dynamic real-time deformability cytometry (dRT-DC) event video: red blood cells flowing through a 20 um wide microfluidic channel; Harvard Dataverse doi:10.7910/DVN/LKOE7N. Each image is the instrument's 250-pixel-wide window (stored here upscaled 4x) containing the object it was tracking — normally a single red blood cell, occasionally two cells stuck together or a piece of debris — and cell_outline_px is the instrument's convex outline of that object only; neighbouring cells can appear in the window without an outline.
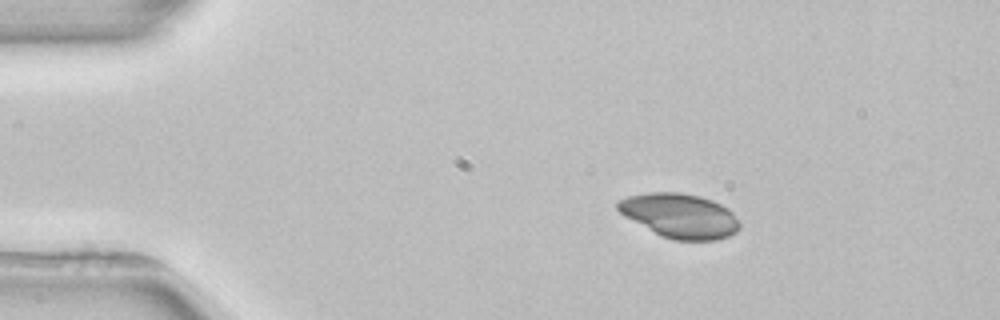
{"species": "common noctule bat (a hibernating species)", "species_latin": "Nyctalus noctula", "temperature_condition": "room temperature", "stored_images_in_passage": 3, "camera_frame_rate_fps": 3000, "um_per_image_px": 0.085, "animal": {"sex": "female", "body_mass_g": 22.7, "forearm_length_mm": 54.2}, "frame": {"image": 1, "passage_image": 1, "time_ms": 0.0, "image_size_px": [1000, 320], "cell_outline_px": [[740, 228], [736, 232], [728, 236], [716, 240], [676, 240], [660, 236], [624, 216], [616, 208], [616, 204], [620, 200], [628, 196], [648, 192], [680, 192], [700, 196], [712, 200], [728, 208], [732, 212], [740, 224]], "centroid_in_image_um": [57.78, 18.33], "position_along_channel_um": 27.2, "area_um2": 31.56}}